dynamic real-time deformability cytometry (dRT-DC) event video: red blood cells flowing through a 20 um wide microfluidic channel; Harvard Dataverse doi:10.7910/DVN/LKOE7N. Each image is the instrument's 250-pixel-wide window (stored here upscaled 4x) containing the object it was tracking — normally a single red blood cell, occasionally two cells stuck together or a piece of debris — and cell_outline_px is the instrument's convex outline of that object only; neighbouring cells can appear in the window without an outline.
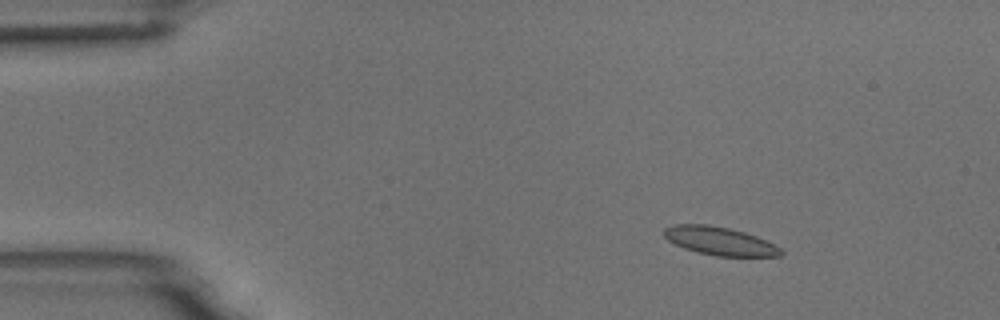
{"species": "common noctule bat (a hibernating species)", "species_latin": "Nyctalus noctula", "temperature_condition": "room temperature", "stored_images_in_passage": 10, "camera_frame_rate_fps": 3000, "um_per_image_px": 0.085, "animal": {"sex": "male", "body_mass_g": 18.8}, "frame": {"image": 1, "passage_image": 2, "time_ms": 1.333, "image_size_px": [1000, 320], "cell_outline_px": [[784, 252], [780, 256], [716, 256], [684, 248], [668, 240], [664, 236], [664, 228], [672, 224], [708, 224], [728, 228], [744, 232], [756, 236], [780, 248]], "centroid_in_image_um": [61.15, 20.48], "position_along_channel_um": 23.9, "area_um2": 19.02}}
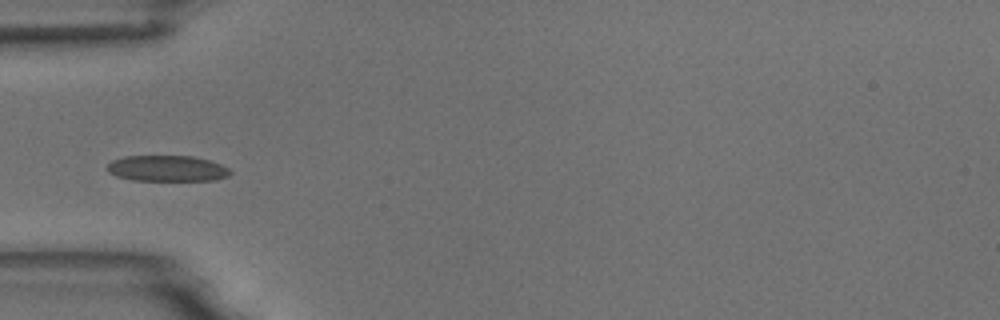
{"frame": {"image": 2, "passage_image": 5, "time_ms": 4.667, "image_size_px": [1000, 320], "cell_outline_px": [[232, 172], [228, 176], [216, 180], [132, 180], [116, 176], [108, 172], [108, 164], [112, 160], [124, 156], [192, 156], [208, 160], [220, 164], [228, 168]], "centroid_in_image_um": [14.2, 14.31], "position_along_channel_um": 70.8, "area_um2": 18.5}}
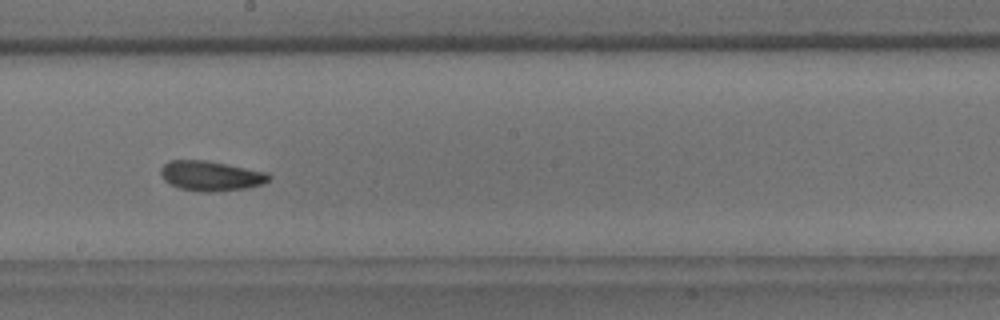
{"frame": {"image": 3, "passage_image": 9, "time_ms": 9.0, "image_size_px": [1000, 320], "cell_outline_px": [[272, 176], [264, 184], [248, 188], [216, 192], [200, 192], [180, 188], [168, 184], [164, 180], [160, 172], [160, 168], [168, 160], [204, 160], [228, 164], [268, 172]], "centroid_in_image_um": [17.93, 14.95], "position_along_channel_um": 230.3, "area_um2": 19.19}}